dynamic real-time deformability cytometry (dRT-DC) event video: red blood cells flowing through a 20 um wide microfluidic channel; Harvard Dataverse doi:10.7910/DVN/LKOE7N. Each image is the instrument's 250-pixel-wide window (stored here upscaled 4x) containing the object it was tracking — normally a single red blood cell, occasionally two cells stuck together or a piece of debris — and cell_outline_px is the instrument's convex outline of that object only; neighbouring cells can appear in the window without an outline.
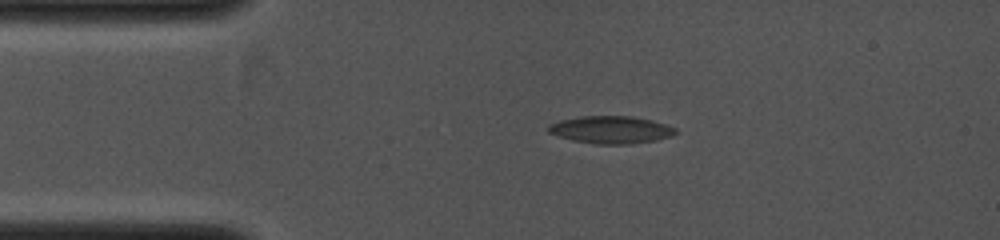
{"species": "common noctule bat (a hibernating species)", "species_latin": "Nyctalus noctula", "temperature_condition": "cold", "stored_images_in_passage": 28, "camera_frame_rate_fps": 4000, "um_per_image_px": 0.085, "animal": {"sex": "female", "body_mass_g": 19.0, "forearm_length_mm": 53.3}, "frame": {"image": 1, "passage_image": 4, "time_ms": 1.75, "image_size_px": [1000, 240], "cell_outline_px": [[680, 132], [672, 136], [656, 140], [628, 144], [596, 144], [572, 140], [548, 132], [548, 124], [560, 120], [580, 116], [632, 116], [652, 120], [676, 128]], "centroid_in_image_um": [51.95, 11.02], "position_along_channel_um": 33.0, "area_um2": 20.4}}
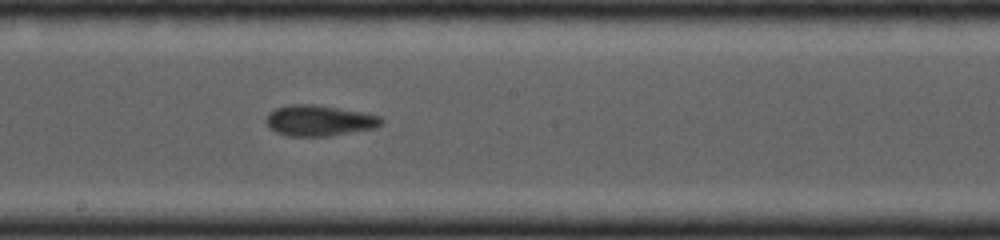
{"frame": {"image": 2, "passage_image": 17, "time_ms": 6.0, "image_size_px": [1000, 240], "cell_outline_px": [[384, 124], [376, 128], [324, 136], [288, 136], [276, 132], [268, 128], [264, 120], [268, 112], [276, 108], [292, 104], [316, 104], [368, 112], [380, 116], [384, 120]], "centroid_in_image_um": [27.15, 10.23], "position_along_channel_um": 221.1, "area_um2": 21.1}}
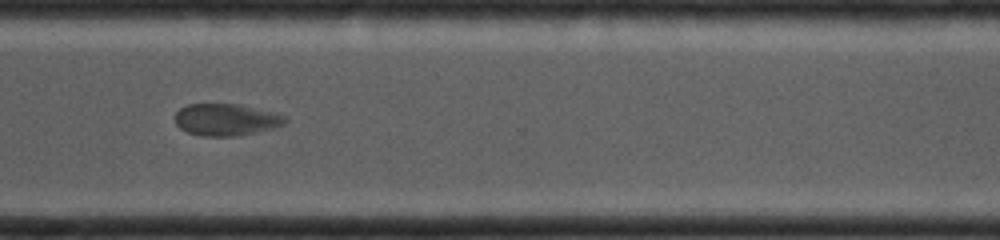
{"frame": {"image": 3, "passage_image": 27, "time_ms": 8.5, "image_size_px": [1000, 240], "cell_outline_px": [[288, 120], [284, 124], [272, 128], [256, 132], [236, 136], [200, 136], [188, 132], [180, 128], [176, 124], [176, 112], [180, 108], [188, 104], [240, 104], [288, 116]], "centroid_in_image_um": [19.23, 10.17], "position_along_channel_um": 351.4, "area_um2": 20.46}}